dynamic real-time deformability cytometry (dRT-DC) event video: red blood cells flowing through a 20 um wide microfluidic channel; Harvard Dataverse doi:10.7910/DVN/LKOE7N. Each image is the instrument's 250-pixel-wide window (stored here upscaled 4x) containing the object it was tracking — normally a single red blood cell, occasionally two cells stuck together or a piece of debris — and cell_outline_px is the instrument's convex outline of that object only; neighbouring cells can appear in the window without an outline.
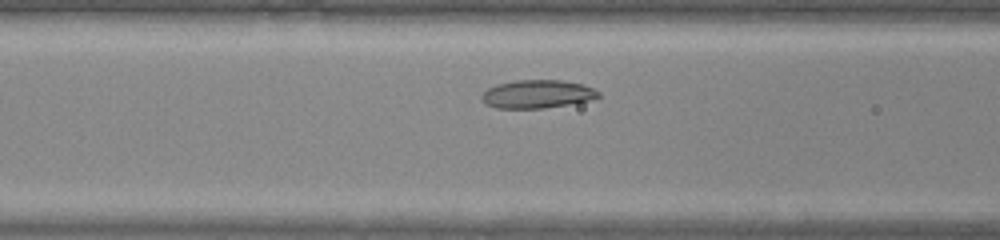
{"species": "common noctule bat (a hibernating species)", "species_latin": "Nyctalus noctula", "temperature_condition": "warm", "stored_images_in_passage": 26, "camera_frame_rate_fps": 3000, "um_per_image_px": 0.085, "animal": {"sex": "male", "body_mass_g": 20.0, "forearm_length_mm": 53.3}, "frame": {"image": 1, "passage_image": 6, "time_ms": 1.667, "image_size_px": [1000, 240], "cell_outline_px": [[600, 96], [588, 100], [568, 104], [544, 108], [496, 108], [484, 104], [480, 100], [480, 96], [488, 88], [496, 84], [516, 80], [560, 80], [584, 84], [600, 92]], "centroid_in_image_um": [45.62, 7.99], "position_along_channel_um": 121.0, "area_um2": 19.25}}
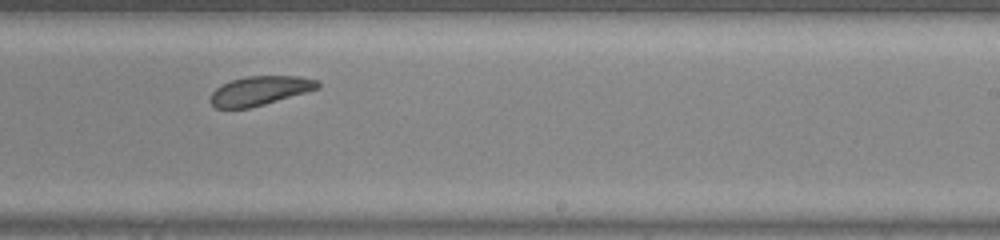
{"frame": {"image": 2, "passage_image": 16, "time_ms": 5.0, "image_size_px": [1000, 240], "cell_outline_px": [[320, 88], [264, 104], [248, 108], [216, 108], [208, 100], [212, 92], [216, 88], [232, 80], [248, 76], [300, 76], [320, 80]], "centroid_in_image_um": [22.11, 7.7], "position_along_channel_um": 266.9, "area_um2": 18.15}}
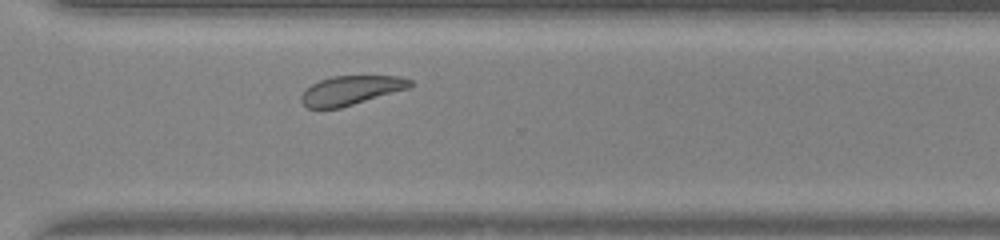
{"frame": {"image": 3, "passage_image": 21, "time_ms": 6.667, "image_size_px": [1000, 240], "cell_outline_px": [[412, 84], [408, 88], [340, 108], [308, 108], [300, 100], [300, 96], [312, 84], [320, 80], [332, 76], [404, 76], [412, 80]], "centroid_in_image_um": [29.84, 7.67], "position_along_channel_um": 340.8, "area_um2": 18.26}}